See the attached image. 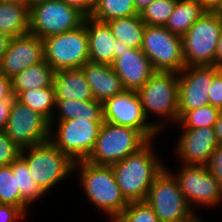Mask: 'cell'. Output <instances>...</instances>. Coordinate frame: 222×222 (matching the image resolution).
Segmentation results:
<instances>
[{"instance_id": "30bf717a", "label": "cell", "mask_w": 222, "mask_h": 222, "mask_svg": "<svg viewBox=\"0 0 222 222\" xmlns=\"http://www.w3.org/2000/svg\"><path fill=\"white\" fill-rule=\"evenodd\" d=\"M43 40L44 60L59 71L77 69L89 61L86 17L84 23L73 30L48 36Z\"/></svg>"}, {"instance_id": "ab89813d", "label": "cell", "mask_w": 222, "mask_h": 222, "mask_svg": "<svg viewBox=\"0 0 222 222\" xmlns=\"http://www.w3.org/2000/svg\"><path fill=\"white\" fill-rule=\"evenodd\" d=\"M12 102L13 100L0 101V130H4L8 122Z\"/></svg>"}, {"instance_id": "ffe728a7", "label": "cell", "mask_w": 222, "mask_h": 222, "mask_svg": "<svg viewBox=\"0 0 222 222\" xmlns=\"http://www.w3.org/2000/svg\"><path fill=\"white\" fill-rule=\"evenodd\" d=\"M86 31L89 46V61L112 65L117 39L113 36L109 25L86 16Z\"/></svg>"}, {"instance_id": "6da1fadb", "label": "cell", "mask_w": 222, "mask_h": 222, "mask_svg": "<svg viewBox=\"0 0 222 222\" xmlns=\"http://www.w3.org/2000/svg\"><path fill=\"white\" fill-rule=\"evenodd\" d=\"M153 143L154 140L149 141L136 153L112 165L117 184L128 202L144 201L154 180L167 166L158 157Z\"/></svg>"}, {"instance_id": "4316f807", "label": "cell", "mask_w": 222, "mask_h": 222, "mask_svg": "<svg viewBox=\"0 0 222 222\" xmlns=\"http://www.w3.org/2000/svg\"><path fill=\"white\" fill-rule=\"evenodd\" d=\"M13 173H17V187L21 195V210L26 214L31 205L46 194L34 182L26 161L18 156L12 163ZM30 207V208H29Z\"/></svg>"}, {"instance_id": "7c38bea8", "label": "cell", "mask_w": 222, "mask_h": 222, "mask_svg": "<svg viewBox=\"0 0 222 222\" xmlns=\"http://www.w3.org/2000/svg\"><path fill=\"white\" fill-rule=\"evenodd\" d=\"M142 51L155 71L179 73L184 67L182 37L164 26H145Z\"/></svg>"}, {"instance_id": "2e32d148", "label": "cell", "mask_w": 222, "mask_h": 222, "mask_svg": "<svg viewBox=\"0 0 222 222\" xmlns=\"http://www.w3.org/2000/svg\"><path fill=\"white\" fill-rule=\"evenodd\" d=\"M112 68L124 90L138 91L156 72L141 48L128 47L117 40Z\"/></svg>"}, {"instance_id": "f546056e", "label": "cell", "mask_w": 222, "mask_h": 222, "mask_svg": "<svg viewBox=\"0 0 222 222\" xmlns=\"http://www.w3.org/2000/svg\"><path fill=\"white\" fill-rule=\"evenodd\" d=\"M221 112V109L208 104L199 109L187 111L176 125L181 126L180 129L214 127Z\"/></svg>"}, {"instance_id": "f6af8a7d", "label": "cell", "mask_w": 222, "mask_h": 222, "mask_svg": "<svg viewBox=\"0 0 222 222\" xmlns=\"http://www.w3.org/2000/svg\"><path fill=\"white\" fill-rule=\"evenodd\" d=\"M154 0H134V5L136 11L141 13L148 5H150Z\"/></svg>"}, {"instance_id": "3957f363", "label": "cell", "mask_w": 222, "mask_h": 222, "mask_svg": "<svg viewBox=\"0 0 222 222\" xmlns=\"http://www.w3.org/2000/svg\"><path fill=\"white\" fill-rule=\"evenodd\" d=\"M137 92L141 99L146 118L149 120L150 113L151 115L154 114L156 117L158 116L157 118H161L157 119L158 121L154 119V126L159 132L162 130L164 131V128H166L165 126L170 122L174 125L178 123V73L156 71ZM162 119L164 121H162Z\"/></svg>"}, {"instance_id": "83f0119b", "label": "cell", "mask_w": 222, "mask_h": 222, "mask_svg": "<svg viewBox=\"0 0 222 222\" xmlns=\"http://www.w3.org/2000/svg\"><path fill=\"white\" fill-rule=\"evenodd\" d=\"M21 103L28 105L32 110L39 112L49 121L55 113V93L53 85L46 88L26 90L16 97Z\"/></svg>"}, {"instance_id": "e0dca14e", "label": "cell", "mask_w": 222, "mask_h": 222, "mask_svg": "<svg viewBox=\"0 0 222 222\" xmlns=\"http://www.w3.org/2000/svg\"><path fill=\"white\" fill-rule=\"evenodd\" d=\"M44 61L43 40L28 32L12 37L0 59V71L10 79L26 68Z\"/></svg>"}, {"instance_id": "ac0fdd59", "label": "cell", "mask_w": 222, "mask_h": 222, "mask_svg": "<svg viewBox=\"0 0 222 222\" xmlns=\"http://www.w3.org/2000/svg\"><path fill=\"white\" fill-rule=\"evenodd\" d=\"M174 152L181 164L206 166L219 145L214 127L182 129ZM176 147V148H175Z\"/></svg>"}, {"instance_id": "c3c4849f", "label": "cell", "mask_w": 222, "mask_h": 222, "mask_svg": "<svg viewBox=\"0 0 222 222\" xmlns=\"http://www.w3.org/2000/svg\"><path fill=\"white\" fill-rule=\"evenodd\" d=\"M204 219H202L201 217H198L194 222H205L203 221Z\"/></svg>"}, {"instance_id": "9c48e42d", "label": "cell", "mask_w": 222, "mask_h": 222, "mask_svg": "<svg viewBox=\"0 0 222 222\" xmlns=\"http://www.w3.org/2000/svg\"><path fill=\"white\" fill-rule=\"evenodd\" d=\"M29 32L44 39L80 27L86 15L62 0H44L29 8Z\"/></svg>"}, {"instance_id": "277c9868", "label": "cell", "mask_w": 222, "mask_h": 222, "mask_svg": "<svg viewBox=\"0 0 222 222\" xmlns=\"http://www.w3.org/2000/svg\"><path fill=\"white\" fill-rule=\"evenodd\" d=\"M34 182L47 195L49 191L74 175V162L50 140L21 149Z\"/></svg>"}, {"instance_id": "7402d4cb", "label": "cell", "mask_w": 222, "mask_h": 222, "mask_svg": "<svg viewBox=\"0 0 222 222\" xmlns=\"http://www.w3.org/2000/svg\"><path fill=\"white\" fill-rule=\"evenodd\" d=\"M55 101V113L51 121H64L73 118H81L90 119V122H103L102 103L97 102L95 99L87 101L73 99Z\"/></svg>"}, {"instance_id": "52a82bcc", "label": "cell", "mask_w": 222, "mask_h": 222, "mask_svg": "<svg viewBox=\"0 0 222 222\" xmlns=\"http://www.w3.org/2000/svg\"><path fill=\"white\" fill-rule=\"evenodd\" d=\"M167 168L154 180L145 201L160 222H194L199 216L192 210Z\"/></svg>"}, {"instance_id": "d6986e66", "label": "cell", "mask_w": 222, "mask_h": 222, "mask_svg": "<svg viewBox=\"0 0 222 222\" xmlns=\"http://www.w3.org/2000/svg\"><path fill=\"white\" fill-rule=\"evenodd\" d=\"M81 69L90 85L93 98L97 102L103 104L106 100L124 90L112 65L88 61L82 65Z\"/></svg>"}, {"instance_id": "681fc988", "label": "cell", "mask_w": 222, "mask_h": 222, "mask_svg": "<svg viewBox=\"0 0 222 222\" xmlns=\"http://www.w3.org/2000/svg\"><path fill=\"white\" fill-rule=\"evenodd\" d=\"M40 1H44V0H31V5Z\"/></svg>"}, {"instance_id": "7dc6e473", "label": "cell", "mask_w": 222, "mask_h": 222, "mask_svg": "<svg viewBox=\"0 0 222 222\" xmlns=\"http://www.w3.org/2000/svg\"><path fill=\"white\" fill-rule=\"evenodd\" d=\"M110 221L108 222H124L119 216H116V217H109Z\"/></svg>"}, {"instance_id": "7a4b0ae2", "label": "cell", "mask_w": 222, "mask_h": 222, "mask_svg": "<svg viewBox=\"0 0 222 222\" xmlns=\"http://www.w3.org/2000/svg\"><path fill=\"white\" fill-rule=\"evenodd\" d=\"M78 182L89 202L108 217L119 216L128 206L117 184L112 166L96 165L86 160L74 164Z\"/></svg>"}, {"instance_id": "8fae6325", "label": "cell", "mask_w": 222, "mask_h": 222, "mask_svg": "<svg viewBox=\"0 0 222 222\" xmlns=\"http://www.w3.org/2000/svg\"><path fill=\"white\" fill-rule=\"evenodd\" d=\"M179 168L176 174L170 169L168 171L176 179L186 201L199 217L197 207L213 208L222 204V189L206 166L181 164Z\"/></svg>"}, {"instance_id": "5bb4252c", "label": "cell", "mask_w": 222, "mask_h": 222, "mask_svg": "<svg viewBox=\"0 0 222 222\" xmlns=\"http://www.w3.org/2000/svg\"><path fill=\"white\" fill-rule=\"evenodd\" d=\"M50 121L16 98L11 104L5 134L20 148H28L50 139Z\"/></svg>"}, {"instance_id": "d6a6232c", "label": "cell", "mask_w": 222, "mask_h": 222, "mask_svg": "<svg viewBox=\"0 0 222 222\" xmlns=\"http://www.w3.org/2000/svg\"><path fill=\"white\" fill-rule=\"evenodd\" d=\"M124 222H160L151 206L144 201H131L119 215Z\"/></svg>"}, {"instance_id": "60d3db41", "label": "cell", "mask_w": 222, "mask_h": 222, "mask_svg": "<svg viewBox=\"0 0 222 222\" xmlns=\"http://www.w3.org/2000/svg\"><path fill=\"white\" fill-rule=\"evenodd\" d=\"M207 11H218L222 6V0H197Z\"/></svg>"}, {"instance_id": "8d00e7d4", "label": "cell", "mask_w": 222, "mask_h": 222, "mask_svg": "<svg viewBox=\"0 0 222 222\" xmlns=\"http://www.w3.org/2000/svg\"><path fill=\"white\" fill-rule=\"evenodd\" d=\"M19 207L9 204H0V222H21L26 218Z\"/></svg>"}, {"instance_id": "74e56055", "label": "cell", "mask_w": 222, "mask_h": 222, "mask_svg": "<svg viewBox=\"0 0 222 222\" xmlns=\"http://www.w3.org/2000/svg\"><path fill=\"white\" fill-rule=\"evenodd\" d=\"M11 79L0 71V101L13 100Z\"/></svg>"}, {"instance_id": "484cf974", "label": "cell", "mask_w": 222, "mask_h": 222, "mask_svg": "<svg viewBox=\"0 0 222 222\" xmlns=\"http://www.w3.org/2000/svg\"><path fill=\"white\" fill-rule=\"evenodd\" d=\"M113 36L128 47L139 49L142 47L143 35L146 24L140 15L114 18L106 22Z\"/></svg>"}, {"instance_id": "f907efd6", "label": "cell", "mask_w": 222, "mask_h": 222, "mask_svg": "<svg viewBox=\"0 0 222 222\" xmlns=\"http://www.w3.org/2000/svg\"><path fill=\"white\" fill-rule=\"evenodd\" d=\"M217 12L222 16V6Z\"/></svg>"}, {"instance_id": "5b68a950", "label": "cell", "mask_w": 222, "mask_h": 222, "mask_svg": "<svg viewBox=\"0 0 222 222\" xmlns=\"http://www.w3.org/2000/svg\"><path fill=\"white\" fill-rule=\"evenodd\" d=\"M148 142L138 130L103 121L95 147L86 161L112 166L136 153Z\"/></svg>"}, {"instance_id": "4dcf8cb0", "label": "cell", "mask_w": 222, "mask_h": 222, "mask_svg": "<svg viewBox=\"0 0 222 222\" xmlns=\"http://www.w3.org/2000/svg\"><path fill=\"white\" fill-rule=\"evenodd\" d=\"M0 204H9L21 209V195L17 187V173L12 166H0Z\"/></svg>"}, {"instance_id": "cb8c5ba5", "label": "cell", "mask_w": 222, "mask_h": 222, "mask_svg": "<svg viewBox=\"0 0 222 222\" xmlns=\"http://www.w3.org/2000/svg\"><path fill=\"white\" fill-rule=\"evenodd\" d=\"M207 10L197 0H177L166 25L171 33L183 37Z\"/></svg>"}, {"instance_id": "8992f818", "label": "cell", "mask_w": 222, "mask_h": 222, "mask_svg": "<svg viewBox=\"0 0 222 222\" xmlns=\"http://www.w3.org/2000/svg\"><path fill=\"white\" fill-rule=\"evenodd\" d=\"M222 16L217 11H207L182 37L185 66H214L215 52Z\"/></svg>"}, {"instance_id": "ee69618b", "label": "cell", "mask_w": 222, "mask_h": 222, "mask_svg": "<svg viewBox=\"0 0 222 222\" xmlns=\"http://www.w3.org/2000/svg\"><path fill=\"white\" fill-rule=\"evenodd\" d=\"M214 131L219 145H222V112L220 113L218 120L214 124Z\"/></svg>"}, {"instance_id": "b9f144b4", "label": "cell", "mask_w": 222, "mask_h": 222, "mask_svg": "<svg viewBox=\"0 0 222 222\" xmlns=\"http://www.w3.org/2000/svg\"><path fill=\"white\" fill-rule=\"evenodd\" d=\"M214 66L217 69H222V30L219 35V39L217 42V48L215 52Z\"/></svg>"}, {"instance_id": "ba28073f", "label": "cell", "mask_w": 222, "mask_h": 222, "mask_svg": "<svg viewBox=\"0 0 222 222\" xmlns=\"http://www.w3.org/2000/svg\"><path fill=\"white\" fill-rule=\"evenodd\" d=\"M102 123L81 118L50 121L49 140L74 163L84 161L95 147Z\"/></svg>"}, {"instance_id": "7bdbcfd3", "label": "cell", "mask_w": 222, "mask_h": 222, "mask_svg": "<svg viewBox=\"0 0 222 222\" xmlns=\"http://www.w3.org/2000/svg\"><path fill=\"white\" fill-rule=\"evenodd\" d=\"M12 37L6 33L0 32V59L8 50L9 43Z\"/></svg>"}, {"instance_id": "f35d334b", "label": "cell", "mask_w": 222, "mask_h": 222, "mask_svg": "<svg viewBox=\"0 0 222 222\" xmlns=\"http://www.w3.org/2000/svg\"><path fill=\"white\" fill-rule=\"evenodd\" d=\"M68 5L77 7L86 16H90L93 11L96 0H62Z\"/></svg>"}, {"instance_id": "836d02e7", "label": "cell", "mask_w": 222, "mask_h": 222, "mask_svg": "<svg viewBox=\"0 0 222 222\" xmlns=\"http://www.w3.org/2000/svg\"><path fill=\"white\" fill-rule=\"evenodd\" d=\"M21 149L0 130V166L10 165L18 156Z\"/></svg>"}, {"instance_id": "d4e9b609", "label": "cell", "mask_w": 222, "mask_h": 222, "mask_svg": "<svg viewBox=\"0 0 222 222\" xmlns=\"http://www.w3.org/2000/svg\"><path fill=\"white\" fill-rule=\"evenodd\" d=\"M29 7L14 2L0 1V32L11 37L29 32Z\"/></svg>"}, {"instance_id": "f1b7e54d", "label": "cell", "mask_w": 222, "mask_h": 222, "mask_svg": "<svg viewBox=\"0 0 222 222\" xmlns=\"http://www.w3.org/2000/svg\"><path fill=\"white\" fill-rule=\"evenodd\" d=\"M134 0H96L90 17L101 22L138 15Z\"/></svg>"}, {"instance_id": "9a60e30c", "label": "cell", "mask_w": 222, "mask_h": 222, "mask_svg": "<svg viewBox=\"0 0 222 222\" xmlns=\"http://www.w3.org/2000/svg\"><path fill=\"white\" fill-rule=\"evenodd\" d=\"M215 66H185L179 73V119L189 110L209 104V88Z\"/></svg>"}, {"instance_id": "4fadbf2b", "label": "cell", "mask_w": 222, "mask_h": 222, "mask_svg": "<svg viewBox=\"0 0 222 222\" xmlns=\"http://www.w3.org/2000/svg\"><path fill=\"white\" fill-rule=\"evenodd\" d=\"M102 110L103 121L138 130L148 141L161 134L155 128L154 121L146 118L137 91L123 90L106 100L102 104Z\"/></svg>"}, {"instance_id": "603a6c76", "label": "cell", "mask_w": 222, "mask_h": 222, "mask_svg": "<svg viewBox=\"0 0 222 222\" xmlns=\"http://www.w3.org/2000/svg\"><path fill=\"white\" fill-rule=\"evenodd\" d=\"M54 72L45 60L26 68L11 78L13 96L16 97L20 92L26 90L52 86Z\"/></svg>"}, {"instance_id": "e575fe53", "label": "cell", "mask_w": 222, "mask_h": 222, "mask_svg": "<svg viewBox=\"0 0 222 222\" xmlns=\"http://www.w3.org/2000/svg\"><path fill=\"white\" fill-rule=\"evenodd\" d=\"M208 94L209 104L222 110V69L213 76Z\"/></svg>"}, {"instance_id": "44dd1931", "label": "cell", "mask_w": 222, "mask_h": 222, "mask_svg": "<svg viewBox=\"0 0 222 222\" xmlns=\"http://www.w3.org/2000/svg\"><path fill=\"white\" fill-rule=\"evenodd\" d=\"M52 85L55 100H94L90 85L81 68L54 72Z\"/></svg>"}, {"instance_id": "d590c367", "label": "cell", "mask_w": 222, "mask_h": 222, "mask_svg": "<svg viewBox=\"0 0 222 222\" xmlns=\"http://www.w3.org/2000/svg\"><path fill=\"white\" fill-rule=\"evenodd\" d=\"M207 169L217 180L222 189V145H218L210 156L209 162L206 164Z\"/></svg>"}, {"instance_id": "1f68e13d", "label": "cell", "mask_w": 222, "mask_h": 222, "mask_svg": "<svg viewBox=\"0 0 222 222\" xmlns=\"http://www.w3.org/2000/svg\"><path fill=\"white\" fill-rule=\"evenodd\" d=\"M177 0H154L141 13L142 21L148 26H165L173 13Z\"/></svg>"}, {"instance_id": "bcb514c9", "label": "cell", "mask_w": 222, "mask_h": 222, "mask_svg": "<svg viewBox=\"0 0 222 222\" xmlns=\"http://www.w3.org/2000/svg\"><path fill=\"white\" fill-rule=\"evenodd\" d=\"M0 1L19 3V4H22V5H25L26 7H29V8L31 6V0H0Z\"/></svg>"}]
</instances>
